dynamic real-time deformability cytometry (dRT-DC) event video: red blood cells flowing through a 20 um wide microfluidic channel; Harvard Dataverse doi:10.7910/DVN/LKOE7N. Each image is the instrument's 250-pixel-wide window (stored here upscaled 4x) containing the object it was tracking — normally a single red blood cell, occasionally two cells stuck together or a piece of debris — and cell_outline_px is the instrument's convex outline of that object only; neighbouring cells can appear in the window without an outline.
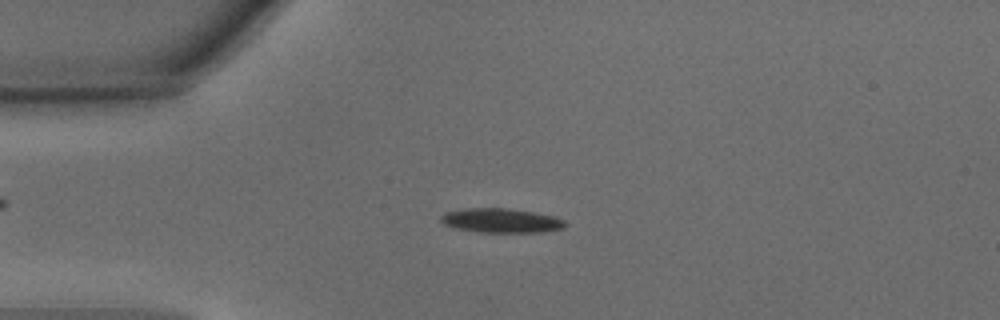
{"species": "common noctule bat (a hibernating species)", "species_latin": "Nyctalus noctula", "temperature_condition": "warm", "stored_images_in_passage": 46, "camera_frame_rate_fps": 3000, "um_per_image_px": 0.085, "animal": {"sex": "male", "body_mass_g": 15.6}, "frame": {"image": 1, "passage_image": 11, "time_ms": 3.333, "image_size_px": [1000, 320], "cell_outline_px": [[568, 224], [564, 228], [540, 232], [480, 232], [460, 228], [444, 224], [440, 220], [440, 216], [444, 212], [464, 208], [504, 208], [532, 212], [552, 216], [564, 220]], "centroid_in_image_um": [42.59, 18.74], "position_along_channel_um": 42.4, "area_um2": 17.4}}
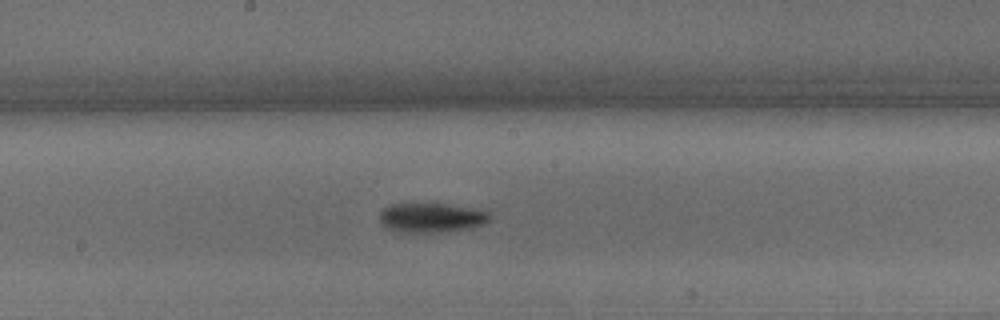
{"frame": {"image": 2, "passage_image": 24, "time_ms": 7.667, "image_size_px": [1000, 320], "cell_outline_px": [[492, 216], [484, 224], [468, 228], [440, 232], [396, 232], [388, 228], [380, 220], [380, 212], [388, 204], [444, 204], [472, 208], [488, 212]], "centroid_in_image_um": [36.65, 18.5], "position_along_channel_um": 211.5, "area_um2": 18.67}}
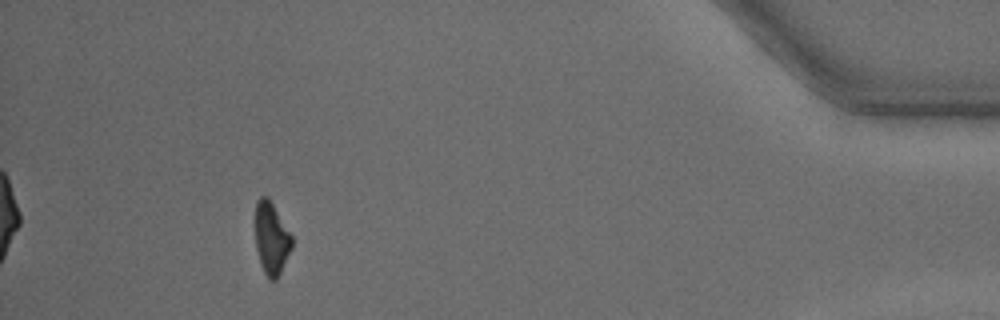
{"frame": {"image": 3, "passage_image": 42, "time_ms": 13.667, "image_size_px": [1000, 320], "cell_outline_px": [[292, 248], [276, 280], [268, 280], [260, 264], [256, 248], [256, 200], [260, 196], [268, 196], [292, 236]], "centroid_in_image_um": [23.06, 20.27], "position_along_channel_um": 412.1, "area_um2": 15.32}, "authors_computed_cell_mechanics": {"area_um2": 16.9065, "velocity_mm_per_s": 4.3716, "shape_relaxation_time_tau1_ms": 2.0124, "shape_relaxation_time_tau2_ms": null, "deformation_change_tau1": 0.1136, "deformation_change_tau2": null}}